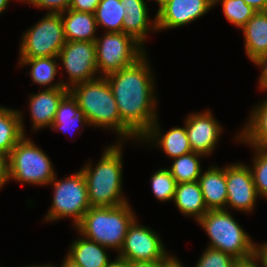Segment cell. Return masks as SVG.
I'll return each mask as SVG.
<instances>
[{"instance_id": "1", "label": "cell", "mask_w": 267, "mask_h": 267, "mask_svg": "<svg viewBox=\"0 0 267 267\" xmlns=\"http://www.w3.org/2000/svg\"><path fill=\"white\" fill-rule=\"evenodd\" d=\"M150 71L144 54L133 65L104 76L113 92L121 121L140 139L157 117Z\"/></svg>"}, {"instance_id": "2", "label": "cell", "mask_w": 267, "mask_h": 267, "mask_svg": "<svg viewBox=\"0 0 267 267\" xmlns=\"http://www.w3.org/2000/svg\"><path fill=\"white\" fill-rule=\"evenodd\" d=\"M90 125L112 128L121 137L136 135L121 121L118 106L105 77L82 82L69 88Z\"/></svg>"}, {"instance_id": "3", "label": "cell", "mask_w": 267, "mask_h": 267, "mask_svg": "<svg viewBox=\"0 0 267 267\" xmlns=\"http://www.w3.org/2000/svg\"><path fill=\"white\" fill-rule=\"evenodd\" d=\"M121 145L108 146L93 169L89 163L80 169L85 177L91 207H116L127 203L121 193Z\"/></svg>"}, {"instance_id": "4", "label": "cell", "mask_w": 267, "mask_h": 267, "mask_svg": "<svg viewBox=\"0 0 267 267\" xmlns=\"http://www.w3.org/2000/svg\"><path fill=\"white\" fill-rule=\"evenodd\" d=\"M135 219L128 203L116 207H90L75 227L86 239L120 251L128 227Z\"/></svg>"}, {"instance_id": "5", "label": "cell", "mask_w": 267, "mask_h": 267, "mask_svg": "<svg viewBox=\"0 0 267 267\" xmlns=\"http://www.w3.org/2000/svg\"><path fill=\"white\" fill-rule=\"evenodd\" d=\"M198 222L205 229L210 248L232 255L238 261L257 255V247L226 209L209 210Z\"/></svg>"}, {"instance_id": "6", "label": "cell", "mask_w": 267, "mask_h": 267, "mask_svg": "<svg viewBox=\"0 0 267 267\" xmlns=\"http://www.w3.org/2000/svg\"><path fill=\"white\" fill-rule=\"evenodd\" d=\"M55 177L48 156L25 136L8 156V178L38 185L49 184Z\"/></svg>"}, {"instance_id": "7", "label": "cell", "mask_w": 267, "mask_h": 267, "mask_svg": "<svg viewBox=\"0 0 267 267\" xmlns=\"http://www.w3.org/2000/svg\"><path fill=\"white\" fill-rule=\"evenodd\" d=\"M104 34L102 39L95 40L97 70H102L104 76L133 65L146 54L131 35L124 32Z\"/></svg>"}, {"instance_id": "8", "label": "cell", "mask_w": 267, "mask_h": 267, "mask_svg": "<svg viewBox=\"0 0 267 267\" xmlns=\"http://www.w3.org/2000/svg\"><path fill=\"white\" fill-rule=\"evenodd\" d=\"M51 183L55 190L52 207L46 215L47 221L72 216L76 226L91 207L88 200L87 184L82 171L80 170L77 174L60 181H56V177H54Z\"/></svg>"}, {"instance_id": "9", "label": "cell", "mask_w": 267, "mask_h": 267, "mask_svg": "<svg viewBox=\"0 0 267 267\" xmlns=\"http://www.w3.org/2000/svg\"><path fill=\"white\" fill-rule=\"evenodd\" d=\"M65 42L61 13L48 12L23 35L20 58L58 57Z\"/></svg>"}, {"instance_id": "10", "label": "cell", "mask_w": 267, "mask_h": 267, "mask_svg": "<svg viewBox=\"0 0 267 267\" xmlns=\"http://www.w3.org/2000/svg\"><path fill=\"white\" fill-rule=\"evenodd\" d=\"M136 219L128 227L121 254L116 258L122 262L168 261L171 257L154 231L139 226Z\"/></svg>"}, {"instance_id": "11", "label": "cell", "mask_w": 267, "mask_h": 267, "mask_svg": "<svg viewBox=\"0 0 267 267\" xmlns=\"http://www.w3.org/2000/svg\"><path fill=\"white\" fill-rule=\"evenodd\" d=\"M58 58L62 60L68 72L72 86L96 79V73L99 71L96 64L95 41H66Z\"/></svg>"}, {"instance_id": "12", "label": "cell", "mask_w": 267, "mask_h": 267, "mask_svg": "<svg viewBox=\"0 0 267 267\" xmlns=\"http://www.w3.org/2000/svg\"><path fill=\"white\" fill-rule=\"evenodd\" d=\"M214 6V0H168L157 12L153 30L176 28L188 24L206 14Z\"/></svg>"}, {"instance_id": "13", "label": "cell", "mask_w": 267, "mask_h": 267, "mask_svg": "<svg viewBox=\"0 0 267 267\" xmlns=\"http://www.w3.org/2000/svg\"><path fill=\"white\" fill-rule=\"evenodd\" d=\"M227 205L239 211L254 209L258 193L253 182L250 168L243 164H232L225 167Z\"/></svg>"}, {"instance_id": "14", "label": "cell", "mask_w": 267, "mask_h": 267, "mask_svg": "<svg viewBox=\"0 0 267 267\" xmlns=\"http://www.w3.org/2000/svg\"><path fill=\"white\" fill-rule=\"evenodd\" d=\"M185 128L192 151L203 156L212 153L222 131L210 111L188 116Z\"/></svg>"}, {"instance_id": "15", "label": "cell", "mask_w": 267, "mask_h": 267, "mask_svg": "<svg viewBox=\"0 0 267 267\" xmlns=\"http://www.w3.org/2000/svg\"><path fill=\"white\" fill-rule=\"evenodd\" d=\"M70 83L61 82L48 86L40 93L31 95L30 112L32 116L33 129L51 127L58 105L62 98L69 92Z\"/></svg>"}, {"instance_id": "16", "label": "cell", "mask_w": 267, "mask_h": 267, "mask_svg": "<svg viewBox=\"0 0 267 267\" xmlns=\"http://www.w3.org/2000/svg\"><path fill=\"white\" fill-rule=\"evenodd\" d=\"M198 182L207 209H225L227 206L225 168L220 169L217 166L210 167L208 171L200 174Z\"/></svg>"}, {"instance_id": "17", "label": "cell", "mask_w": 267, "mask_h": 267, "mask_svg": "<svg viewBox=\"0 0 267 267\" xmlns=\"http://www.w3.org/2000/svg\"><path fill=\"white\" fill-rule=\"evenodd\" d=\"M242 30L245 50L252 62L267 54V11H257Z\"/></svg>"}, {"instance_id": "18", "label": "cell", "mask_w": 267, "mask_h": 267, "mask_svg": "<svg viewBox=\"0 0 267 267\" xmlns=\"http://www.w3.org/2000/svg\"><path fill=\"white\" fill-rule=\"evenodd\" d=\"M65 17L63 14H66ZM61 19L66 41H89L96 40L95 31L97 22L94 14L67 9L61 12Z\"/></svg>"}, {"instance_id": "19", "label": "cell", "mask_w": 267, "mask_h": 267, "mask_svg": "<svg viewBox=\"0 0 267 267\" xmlns=\"http://www.w3.org/2000/svg\"><path fill=\"white\" fill-rule=\"evenodd\" d=\"M156 122L157 119L151 125V128L142 136V140L158 139L156 140V144L158 143L170 158H177L192 152L185 127H174L167 133L160 135L161 130H159V125Z\"/></svg>"}, {"instance_id": "20", "label": "cell", "mask_w": 267, "mask_h": 267, "mask_svg": "<svg viewBox=\"0 0 267 267\" xmlns=\"http://www.w3.org/2000/svg\"><path fill=\"white\" fill-rule=\"evenodd\" d=\"M105 249L82 236L72 243L67 257L80 267H109L114 261L109 262Z\"/></svg>"}, {"instance_id": "21", "label": "cell", "mask_w": 267, "mask_h": 267, "mask_svg": "<svg viewBox=\"0 0 267 267\" xmlns=\"http://www.w3.org/2000/svg\"><path fill=\"white\" fill-rule=\"evenodd\" d=\"M173 200L181 213L195 216L197 221L209 211L198 181L177 183Z\"/></svg>"}, {"instance_id": "22", "label": "cell", "mask_w": 267, "mask_h": 267, "mask_svg": "<svg viewBox=\"0 0 267 267\" xmlns=\"http://www.w3.org/2000/svg\"><path fill=\"white\" fill-rule=\"evenodd\" d=\"M22 118L17 110L0 107V153L9 156L11 150L25 136Z\"/></svg>"}, {"instance_id": "23", "label": "cell", "mask_w": 267, "mask_h": 267, "mask_svg": "<svg viewBox=\"0 0 267 267\" xmlns=\"http://www.w3.org/2000/svg\"><path fill=\"white\" fill-rule=\"evenodd\" d=\"M250 121L237 139L254 148L267 149V99L253 110Z\"/></svg>"}, {"instance_id": "24", "label": "cell", "mask_w": 267, "mask_h": 267, "mask_svg": "<svg viewBox=\"0 0 267 267\" xmlns=\"http://www.w3.org/2000/svg\"><path fill=\"white\" fill-rule=\"evenodd\" d=\"M78 123L89 125L84 111L78 106L72 94L68 92L58 105L51 127L54 130L60 129L64 132L67 129H78L76 127Z\"/></svg>"}, {"instance_id": "25", "label": "cell", "mask_w": 267, "mask_h": 267, "mask_svg": "<svg viewBox=\"0 0 267 267\" xmlns=\"http://www.w3.org/2000/svg\"><path fill=\"white\" fill-rule=\"evenodd\" d=\"M125 8L120 0H101L94 12L98 25L106 27L107 32H123Z\"/></svg>"}, {"instance_id": "26", "label": "cell", "mask_w": 267, "mask_h": 267, "mask_svg": "<svg viewBox=\"0 0 267 267\" xmlns=\"http://www.w3.org/2000/svg\"><path fill=\"white\" fill-rule=\"evenodd\" d=\"M203 156L193 151L174 158V162L169 169L176 183H187L198 181L201 172V165L197 157Z\"/></svg>"}, {"instance_id": "27", "label": "cell", "mask_w": 267, "mask_h": 267, "mask_svg": "<svg viewBox=\"0 0 267 267\" xmlns=\"http://www.w3.org/2000/svg\"><path fill=\"white\" fill-rule=\"evenodd\" d=\"M58 57L20 58L21 65H31V78L35 83L46 86L51 84L57 73Z\"/></svg>"}, {"instance_id": "28", "label": "cell", "mask_w": 267, "mask_h": 267, "mask_svg": "<svg viewBox=\"0 0 267 267\" xmlns=\"http://www.w3.org/2000/svg\"><path fill=\"white\" fill-rule=\"evenodd\" d=\"M222 2V8L228 21L243 28L248 20L257 12L243 0H214V4Z\"/></svg>"}, {"instance_id": "29", "label": "cell", "mask_w": 267, "mask_h": 267, "mask_svg": "<svg viewBox=\"0 0 267 267\" xmlns=\"http://www.w3.org/2000/svg\"><path fill=\"white\" fill-rule=\"evenodd\" d=\"M123 32L143 45L149 29L148 11L125 12Z\"/></svg>"}, {"instance_id": "30", "label": "cell", "mask_w": 267, "mask_h": 267, "mask_svg": "<svg viewBox=\"0 0 267 267\" xmlns=\"http://www.w3.org/2000/svg\"><path fill=\"white\" fill-rule=\"evenodd\" d=\"M152 191L160 201L174 199L176 181L169 169H160L151 178Z\"/></svg>"}, {"instance_id": "31", "label": "cell", "mask_w": 267, "mask_h": 267, "mask_svg": "<svg viewBox=\"0 0 267 267\" xmlns=\"http://www.w3.org/2000/svg\"><path fill=\"white\" fill-rule=\"evenodd\" d=\"M253 169L250 168L258 195L267 198V149L255 148Z\"/></svg>"}, {"instance_id": "32", "label": "cell", "mask_w": 267, "mask_h": 267, "mask_svg": "<svg viewBox=\"0 0 267 267\" xmlns=\"http://www.w3.org/2000/svg\"><path fill=\"white\" fill-rule=\"evenodd\" d=\"M237 262L232 255L208 247L196 267H235Z\"/></svg>"}, {"instance_id": "33", "label": "cell", "mask_w": 267, "mask_h": 267, "mask_svg": "<svg viewBox=\"0 0 267 267\" xmlns=\"http://www.w3.org/2000/svg\"><path fill=\"white\" fill-rule=\"evenodd\" d=\"M72 0H23V2H29L39 8L50 9L51 13H61L66 11Z\"/></svg>"}, {"instance_id": "34", "label": "cell", "mask_w": 267, "mask_h": 267, "mask_svg": "<svg viewBox=\"0 0 267 267\" xmlns=\"http://www.w3.org/2000/svg\"><path fill=\"white\" fill-rule=\"evenodd\" d=\"M101 0H72L68 9L94 14Z\"/></svg>"}, {"instance_id": "35", "label": "cell", "mask_w": 267, "mask_h": 267, "mask_svg": "<svg viewBox=\"0 0 267 267\" xmlns=\"http://www.w3.org/2000/svg\"><path fill=\"white\" fill-rule=\"evenodd\" d=\"M123 2L125 12L148 11L144 0H120Z\"/></svg>"}, {"instance_id": "36", "label": "cell", "mask_w": 267, "mask_h": 267, "mask_svg": "<svg viewBox=\"0 0 267 267\" xmlns=\"http://www.w3.org/2000/svg\"><path fill=\"white\" fill-rule=\"evenodd\" d=\"M256 65L258 66H262L263 71L261 74V77L259 78L260 80V88L263 90H267V54L259 57L255 62Z\"/></svg>"}, {"instance_id": "37", "label": "cell", "mask_w": 267, "mask_h": 267, "mask_svg": "<svg viewBox=\"0 0 267 267\" xmlns=\"http://www.w3.org/2000/svg\"><path fill=\"white\" fill-rule=\"evenodd\" d=\"M8 180V156L0 153V188L4 186Z\"/></svg>"}, {"instance_id": "38", "label": "cell", "mask_w": 267, "mask_h": 267, "mask_svg": "<svg viewBox=\"0 0 267 267\" xmlns=\"http://www.w3.org/2000/svg\"><path fill=\"white\" fill-rule=\"evenodd\" d=\"M167 261L126 262L127 267H163Z\"/></svg>"}, {"instance_id": "39", "label": "cell", "mask_w": 267, "mask_h": 267, "mask_svg": "<svg viewBox=\"0 0 267 267\" xmlns=\"http://www.w3.org/2000/svg\"><path fill=\"white\" fill-rule=\"evenodd\" d=\"M256 11H267V0H243Z\"/></svg>"}, {"instance_id": "40", "label": "cell", "mask_w": 267, "mask_h": 267, "mask_svg": "<svg viewBox=\"0 0 267 267\" xmlns=\"http://www.w3.org/2000/svg\"><path fill=\"white\" fill-rule=\"evenodd\" d=\"M256 260L259 261V257L257 255L247 260L238 261L235 267H259V264H256ZM261 263L263 264V267H267L262 260Z\"/></svg>"}, {"instance_id": "41", "label": "cell", "mask_w": 267, "mask_h": 267, "mask_svg": "<svg viewBox=\"0 0 267 267\" xmlns=\"http://www.w3.org/2000/svg\"><path fill=\"white\" fill-rule=\"evenodd\" d=\"M257 256L259 260H262L267 266V243L257 247Z\"/></svg>"}, {"instance_id": "42", "label": "cell", "mask_w": 267, "mask_h": 267, "mask_svg": "<svg viewBox=\"0 0 267 267\" xmlns=\"http://www.w3.org/2000/svg\"><path fill=\"white\" fill-rule=\"evenodd\" d=\"M163 267H183V265L179 262V260L171 257Z\"/></svg>"}, {"instance_id": "43", "label": "cell", "mask_w": 267, "mask_h": 267, "mask_svg": "<svg viewBox=\"0 0 267 267\" xmlns=\"http://www.w3.org/2000/svg\"><path fill=\"white\" fill-rule=\"evenodd\" d=\"M61 266L62 267H80L79 265L75 264L72 260H70L67 256Z\"/></svg>"}, {"instance_id": "44", "label": "cell", "mask_w": 267, "mask_h": 267, "mask_svg": "<svg viewBox=\"0 0 267 267\" xmlns=\"http://www.w3.org/2000/svg\"><path fill=\"white\" fill-rule=\"evenodd\" d=\"M109 267H127V263L116 259Z\"/></svg>"}, {"instance_id": "45", "label": "cell", "mask_w": 267, "mask_h": 267, "mask_svg": "<svg viewBox=\"0 0 267 267\" xmlns=\"http://www.w3.org/2000/svg\"><path fill=\"white\" fill-rule=\"evenodd\" d=\"M10 0H0V14L6 9Z\"/></svg>"}, {"instance_id": "46", "label": "cell", "mask_w": 267, "mask_h": 267, "mask_svg": "<svg viewBox=\"0 0 267 267\" xmlns=\"http://www.w3.org/2000/svg\"><path fill=\"white\" fill-rule=\"evenodd\" d=\"M159 3L158 11L167 3L168 0H156Z\"/></svg>"}, {"instance_id": "47", "label": "cell", "mask_w": 267, "mask_h": 267, "mask_svg": "<svg viewBox=\"0 0 267 267\" xmlns=\"http://www.w3.org/2000/svg\"><path fill=\"white\" fill-rule=\"evenodd\" d=\"M29 267H54V266L46 265V266H29Z\"/></svg>"}]
</instances>
